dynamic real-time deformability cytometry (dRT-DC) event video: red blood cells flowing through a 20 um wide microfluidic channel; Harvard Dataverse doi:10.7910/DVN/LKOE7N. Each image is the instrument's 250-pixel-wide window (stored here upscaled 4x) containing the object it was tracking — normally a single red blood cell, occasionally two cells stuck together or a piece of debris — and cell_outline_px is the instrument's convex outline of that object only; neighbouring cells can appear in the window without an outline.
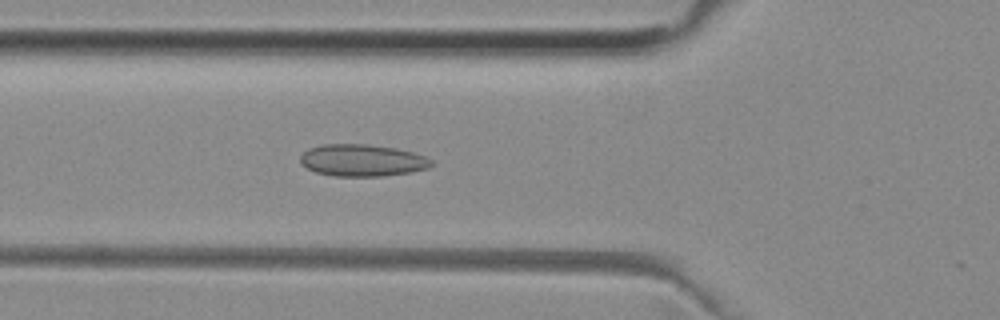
{"species": "common noctule bat (a hibernating species)", "species_latin": "Nyctalus noctula", "temperature_condition": "room temperature", "stored_images_in_passage": 46, "camera_frame_rate_fps": 3000, "um_per_image_px": 0.085, "animal": {"sex": "female", "body_mass_g": 29.2, "forearm_length_mm": 56.3}, "frame": {"image": 1, "passage_image": 18, "time_ms": 5.667, "image_size_px": [1000, 320], "cell_outline_px": [[432, 164], [428, 168], [412, 172], [380, 176], [332, 176], [316, 172], [300, 164], [300, 156], [308, 148], [324, 144], [368, 144], [396, 148], [412, 152], [424, 156], [432, 160]], "centroid_in_image_um": [30.77, 13.63], "position_along_channel_um": 95.0, "area_um2": 24.45}}
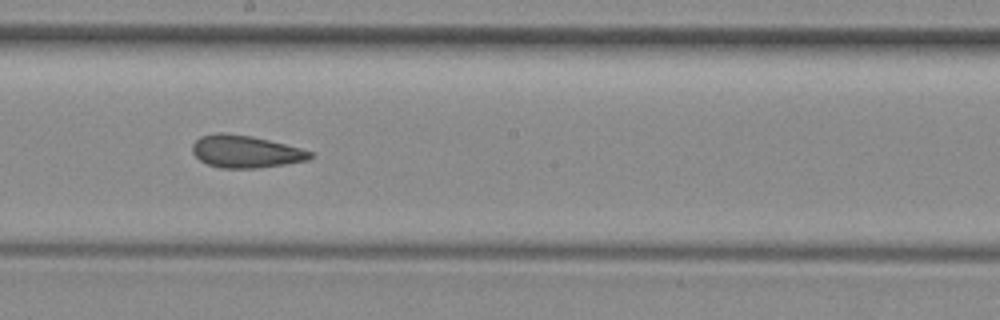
{"frame": {"image": 2, "passage_image": 28, "time_ms": 9.0, "image_size_px": [1000, 320], "cell_outline_px": [[312, 156], [308, 160], [284, 164], [256, 168], [220, 168], [208, 164], [200, 160], [192, 152], [192, 144], [200, 136], [216, 132], [224, 132], [252, 136], [300, 148], [312, 152]], "centroid_in_image_um": [20.83, 12.87], "position_along_channel_um": 227.4, "area_um2": 22.14}}
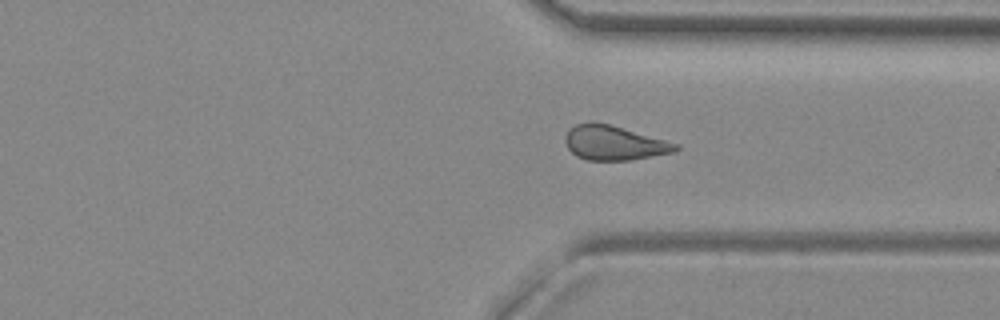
{"frame": {"image": 3, "passage_image": 38, "time_ms": 12.333, "image_size_px": [1000, 320], "cell_outline_px": [[680, 148], [676, 152], [632, 160], [588, 160], [576, 156], [568, 148], [564, 140], [568, 132], [576, 124], [608, 124], [680, 144]], "centroid_in_image_um": [52.26, 12.19], "position_along_channel_um": 359.1, "area_um2": 21.73}, "authors_computed_cell_mechanics": {"area_um2": 22.4842, "velocity_mm_per_s": 3.957, "shape_relaxation_time_tau1_ms": null, "shape_relaxation_time_tau2_ms": 2.846, "deformation_change_tau1": null, "deformation_change_tau2": 0.0859}}